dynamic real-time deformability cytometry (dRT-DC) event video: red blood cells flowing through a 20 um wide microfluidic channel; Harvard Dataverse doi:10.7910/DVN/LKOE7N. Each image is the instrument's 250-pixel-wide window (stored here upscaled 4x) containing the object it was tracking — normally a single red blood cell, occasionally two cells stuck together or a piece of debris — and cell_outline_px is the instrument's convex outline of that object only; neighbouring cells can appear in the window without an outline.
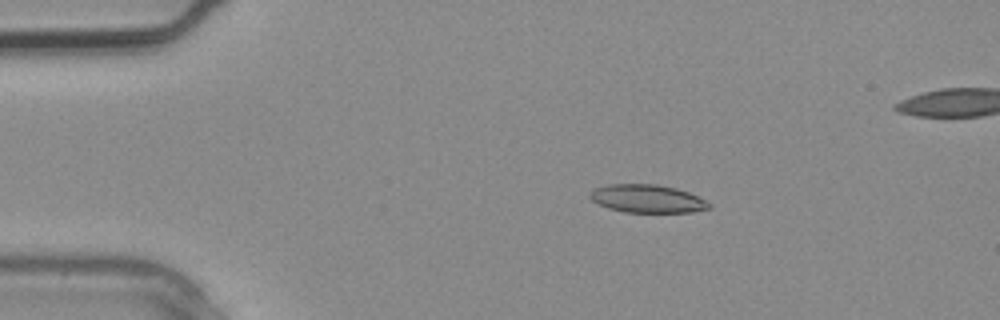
{"species": "common noctule bat (a hibernating species)", "species_latin": "Nyctalus noctula", "temperature_condition": "warm", "stored_images_in_passage": 2, "camera_frame_rate_fps": 3000, "um_per_image_px": 0.085, "animal": {"sex": "male", "body_mass_g": 20.4}, "frame": {"image": 1, "passage_image": 1, "time_ms": 0.0, "image_size_px": [1000, 320], "cell_outline_px": [[712, 208], [692, 212], [624, 212], [608, 208], [592, 200], [588, 196], [592, 188], [608, 184], [656, 184], [676, 188], [688, 192], [712, 204]], "centroid_in_image_um": [55.0, 16.88], "position_along_channel_um": 30.0, "area_um2": 19.54}}